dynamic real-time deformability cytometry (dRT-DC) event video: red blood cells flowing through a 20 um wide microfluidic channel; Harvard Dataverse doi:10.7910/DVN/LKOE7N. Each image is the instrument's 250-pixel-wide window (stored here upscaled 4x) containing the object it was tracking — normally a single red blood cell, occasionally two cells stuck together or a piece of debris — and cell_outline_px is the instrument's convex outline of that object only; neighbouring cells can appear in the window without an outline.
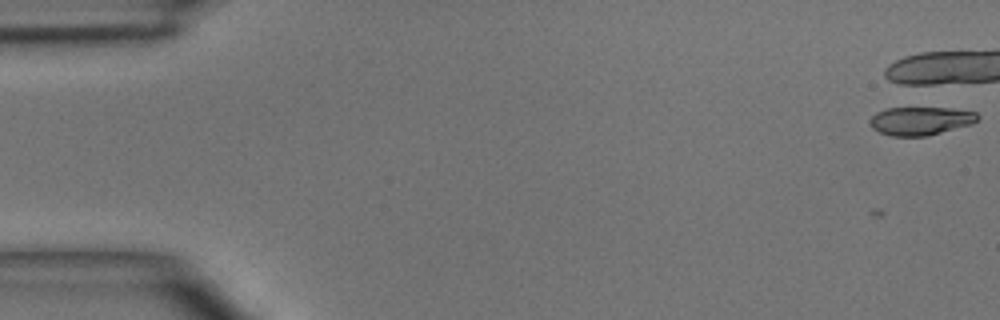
{"species": "common noctule bat (a hibernating species)", "species_latin": "Nyctalus noctula", "temperature_condition": "room temperature", "stored_images_in_passage": 9, "camera_frame_rate_fps": 3000, "um_per_image_px": 0.085, "animal": {"sex": "male", "body_mass_g": 15.6}, "frame": {"image": 1, "passage_image": 1, "time_ms": 0.0, "image_size_px": [1000, 320], "cell_outline_px": [[980, 116], [972, 124], [928, 136], [892, 136], [880, 132], [872, 128], [868, 120], [876, 112], [888, 108], [952, 108], [976, 112]], "centroid_in_image_um": [78.24, 10.27], "position_along_channel_um": 6.8, "area_um2": 17.8}}
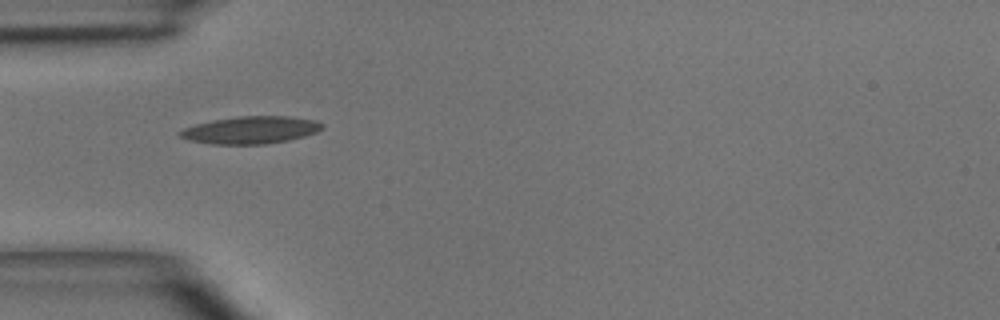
{"frame": {"image": 2, "passage_image": 6, "time_ms": 5.667, "image_size_px": [1000, 320], "cell_outline_px": [[324, 128], [316, 132], [304, 136], [288, 140], [264, 144], [216, 144], [188, 140], [180, 136], [176, 132], [184, 128], [196, 124], [212, 120], [236, 116], [288, 116], [316, 120], [324, 124]], "centroid_in_image_um": [21.32, 11.04], "position_along_channel_um": 63.7, "area_um2": 22.72}}